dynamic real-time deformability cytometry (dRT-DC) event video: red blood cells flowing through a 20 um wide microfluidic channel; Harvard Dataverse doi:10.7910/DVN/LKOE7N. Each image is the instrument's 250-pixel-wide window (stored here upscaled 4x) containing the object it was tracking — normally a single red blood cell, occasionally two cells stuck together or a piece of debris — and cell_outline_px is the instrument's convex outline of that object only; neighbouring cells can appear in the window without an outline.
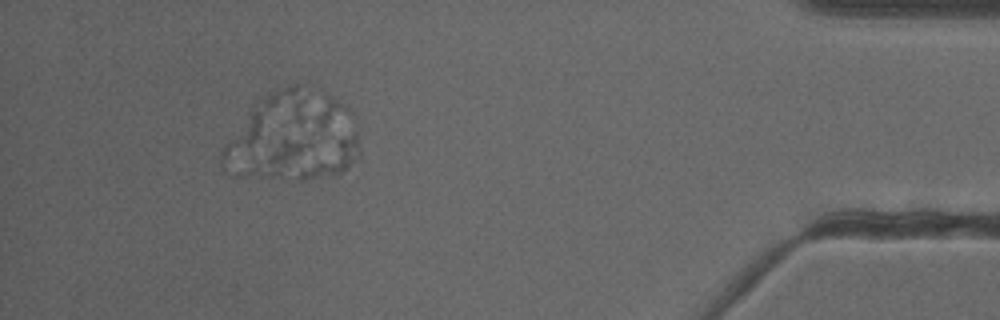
{"species": "common noctule bat (a hibernating species)", "species_latin": "Nyctalus noctula", "temperature_condition": "cold", "stored_images_in_passage": 38, "camera_frame_rate_fps": 3000, "um_per_image_px": 0.085, "animal": {"sex": "female"}, "frame": {"image": 1, "passage_image": 34, "time_ms": 11.0, "image_size_px": [1000, 320], "cell_outline_px": [[360, 156], [356, 160], [340, 172], [300, 180], [268, 176], [260, 172], [280, 140], [284, 136], [352, 132], [356, 132], [360, 152]], "centroid_in_image_um": [26.54, 13.22], "position_along_channel_um": 408.7, "area_um2": 25.55}}